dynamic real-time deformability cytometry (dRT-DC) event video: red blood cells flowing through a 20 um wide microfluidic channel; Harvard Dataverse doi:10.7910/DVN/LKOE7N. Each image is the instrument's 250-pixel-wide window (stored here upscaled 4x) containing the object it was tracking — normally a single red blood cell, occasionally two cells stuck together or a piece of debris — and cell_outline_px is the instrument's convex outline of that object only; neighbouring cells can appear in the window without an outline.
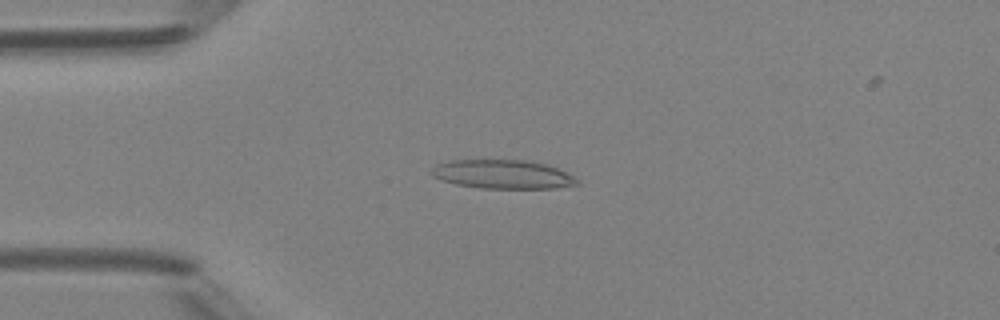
{"species": "Egyptian fruit bat (a non-hibernating species)", "species_latin": "Rousettus aegyptiacus", "temperature_condition": "room temperature", "stored_images_in_passage": 5, "camera_frame_rate_fps": 3000, "um_per_image_px": 0.085, "animal": {"sex": "female"}, "frame": {"image": 1, "passage_image": 3, "time_ms": 2.333, "image_size_px": [1000, 320], "cell_outline_px": [[580, 184], [556, 188], [480, 188], [456, 184], [440, 180], [432, 176], [432, 168], [436, 164], [448, 160], [524, 160], [544, 164], [556, 168], [580, 180]], "centroid_in_image_um": [42.7, 14.82], "position_along_channel_um": 42.3, "area_um2": 24.39}}
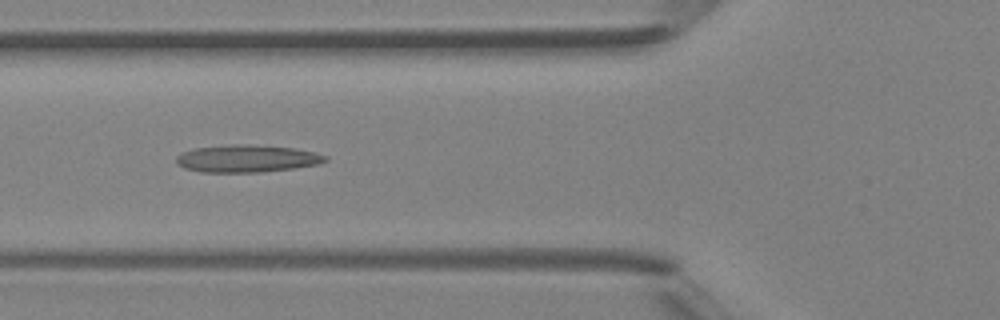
{"frame": {"image": 2, "passage_image": 5, "time_ms": 4.333, "image_size_px": [1000, 320], "cell_outline_px": [[328, 160], [320, 164], [296, 168], [260, 172], [200, 172], [184, 168], [176, 164], [176, 156], [184, 152], [196, 148], [232, 144], [248, 144], [292, 148], [312, 152], [328, 156]], "centroid_in_image_um": [20.99, 13.49], "position_along_channel_um": 104.8, "area_um2": 23.76}}